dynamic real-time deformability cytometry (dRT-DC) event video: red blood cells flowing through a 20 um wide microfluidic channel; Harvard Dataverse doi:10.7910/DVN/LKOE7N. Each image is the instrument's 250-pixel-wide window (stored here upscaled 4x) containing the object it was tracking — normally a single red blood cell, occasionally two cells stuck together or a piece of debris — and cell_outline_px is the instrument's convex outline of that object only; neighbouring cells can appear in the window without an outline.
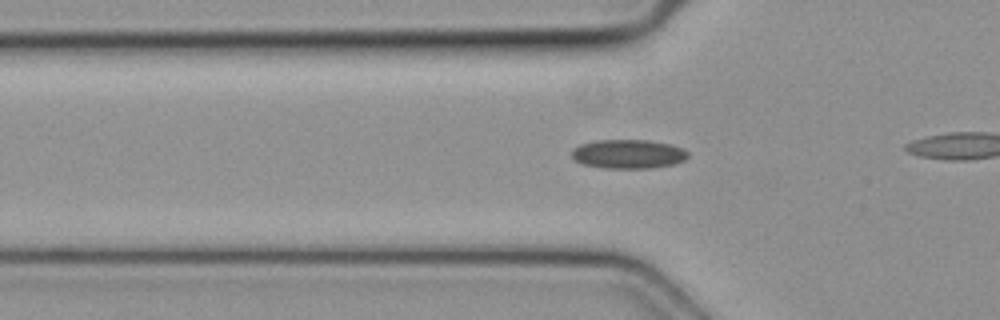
{"species": "common noctule bat (a hibernating species)", "species_latin": "Nyctalus noctula", "temperature_condition": "cold", "stored_images_in_passage": 32, "camera_frame_rate_fps": 3000, "um_per_image_px": 0.085, "animal": {"sex": "female", "body_mass_g": 19.3, "forearm_length_mm": 54.1}, "frame": {"image": 1, "passage_image": 14, "time_ms": 4.333, "image_size_px": [1000, 320], "cell_outline_px": [[688, 156], [684, 160], [676, 164], [652, 168], [604, 168], [580, 164], [572, 160], [572, 148], [580, 144], [596, 140], [648, 140], [672, 144], [684, 148], [688, 152]], "centroid_in_image_um": [53.39, 13.09], "position_along_channel_um": 72.4, "area_um2": 20.06}}
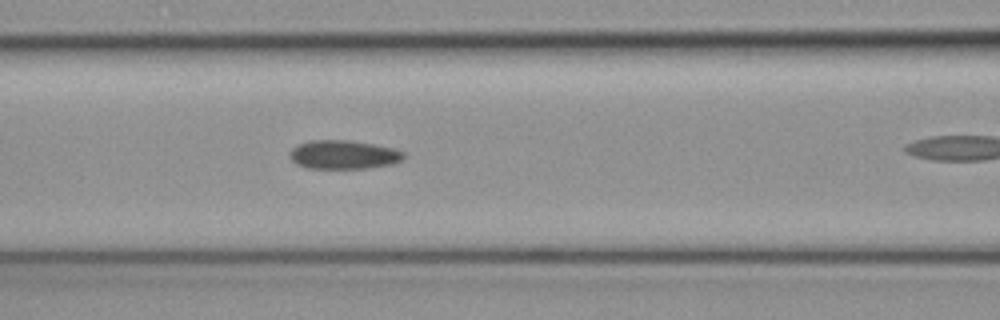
{"frame": {"image": 2, "passage_image": 19, "time_ms": 6.0, "image_size_px": [1000, 320], "cell_outline_px": [[404, 156], [400, 160], [392, 164], [368, 168], [308, 168], [296, 164], [288, 156], [292, 148], [296, 144], [308, 140], [348, 140], [372, 144], [392, 148], [404, 152]], "centroid_in_image_um": [29.14, 13.14], "position_along_channel_um": 137.5, "area_um2": 19.07}}